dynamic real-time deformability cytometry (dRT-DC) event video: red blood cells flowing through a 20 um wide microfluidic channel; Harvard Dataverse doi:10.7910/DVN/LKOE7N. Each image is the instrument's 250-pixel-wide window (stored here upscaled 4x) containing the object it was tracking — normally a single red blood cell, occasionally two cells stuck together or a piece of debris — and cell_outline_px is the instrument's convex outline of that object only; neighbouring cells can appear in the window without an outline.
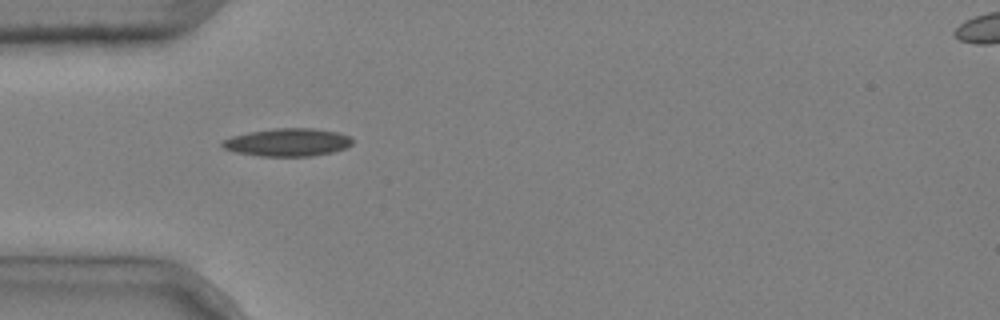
{"species": "common noctule bat (a hibernating species)", "species_latin": "Nyctalus noctula", "temperature_condition": "cold", "stored_images_in_passage": 4, "camera_frame_rate_fps": 3000, "um_per_image_px": 0.085, "animal": {"sex": "male", "body_mass_g": 20.4}, "frame": {"image": 1, "passage_image": 1, "time_ms": 0.0, "image_size_px": [1000, 320], "cell_outline_px": [[352, 144], [344, 148], [332, 152], [312, 156], [260, 156], [236, 152], [224, 148], [220, 144], [220, 140], [232, 136], [248, 132], [276, 128], [312, 128], [340, 132], [348, 136], [352, 140]], "centroid_in_image_um": [24.42, 12.09], "position_along_channel_um": 60.6, "area_um2": 21.15}}